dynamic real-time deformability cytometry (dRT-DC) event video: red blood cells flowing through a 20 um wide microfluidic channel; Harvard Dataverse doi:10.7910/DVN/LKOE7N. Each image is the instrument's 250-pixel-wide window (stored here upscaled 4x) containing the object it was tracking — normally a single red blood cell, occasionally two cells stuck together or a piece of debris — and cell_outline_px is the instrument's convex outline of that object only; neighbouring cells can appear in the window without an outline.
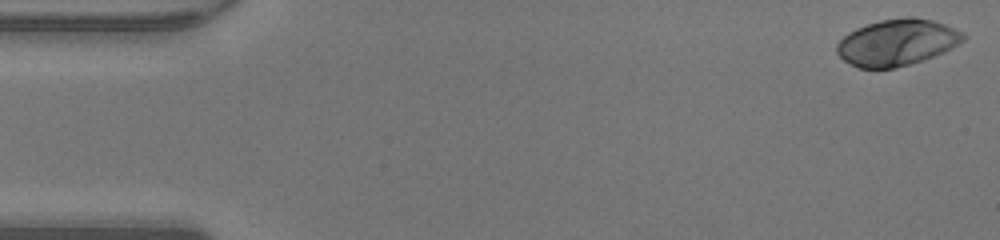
{"species": "human", "species_latin": "Homo sapiens", "temperature_condition": "warm", "stored_images_in_passage": 48, "camera_frame_rate_fps": 3000, "um_per_image_px": 0.085, "donor": {"sex": "male"}, "frame": {"image": 1, "passage_image": 1, "time_ms": 0.0, "image_size_px": [1000, 240], "cell_outline_px": [[968, 36], [964, 40], [952, 48], [944, 52], [924, 60], [892, 68], [860, 68], [844, 60], [836, 52], [836, 44], [848, 32], [856, 28], [880, 20], [908, 16], [912, 16], [932, 20], [944, 24], [964, 32]], "centroid_in_image_um": [76.27, 3.59], "position_along_channel_um": 8.7, "area_um2": 34.22}}
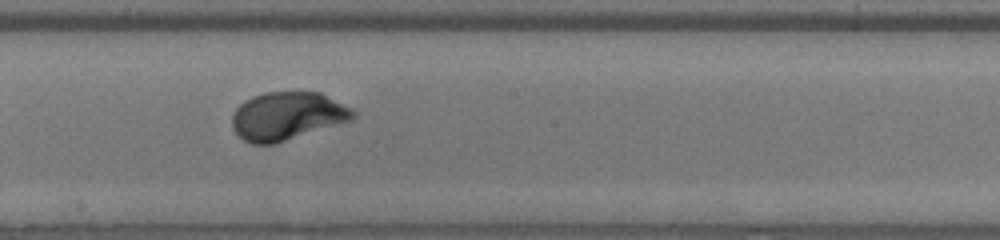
{"frame": {"image": 2, "passage_image": 26, "time_ms": 8.333, "image_size_px": [1000, 240], "cell_outline_px": [[356, 116], [352, 120], [272, 144], [252, 144], [244, 140], [232, 128], [232, 112], [244, 100], [252, 96], [264, 92], [320, 92], [352, 108], [356, 112]], "centroid_in_image_um": [24.4, 9.85], "position_along_channel_um": 223.8, "area_um2": 33.81}}
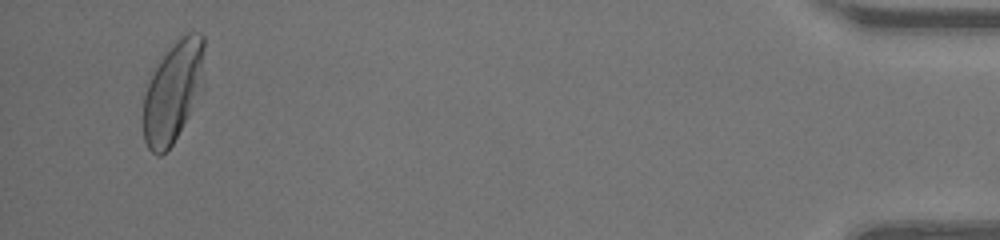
{"frame": {"image": 3, "passage_image": 46, "time_ms": 15.0, "image_size_px": [1000, 240], "cell_outline_px": [[204, 88], [172, 144], [160, 156], [156, 156], [148, 148], [144, 140], [144, 96], [148, 84], [156, 68], [164, 56], [176, 40], [180, 36], [188, 32], [200, 32], [204, 36]], "centroid_in_image_um": [14.76, 7.78], "position_along_channel_um": 420.4, "area_um2": 35.72}, "authors_computed_cell_mechanics": {"area_um2": 33.4662, "velocity_mm_per_s": 4.2621, "shape_relaxation_time_tau1_ms": 1.5967, "shape_relaxation_time_tau2_ms": null, "deformation_change_tau1": 0.1526, "deformation_change_tau2": null}}